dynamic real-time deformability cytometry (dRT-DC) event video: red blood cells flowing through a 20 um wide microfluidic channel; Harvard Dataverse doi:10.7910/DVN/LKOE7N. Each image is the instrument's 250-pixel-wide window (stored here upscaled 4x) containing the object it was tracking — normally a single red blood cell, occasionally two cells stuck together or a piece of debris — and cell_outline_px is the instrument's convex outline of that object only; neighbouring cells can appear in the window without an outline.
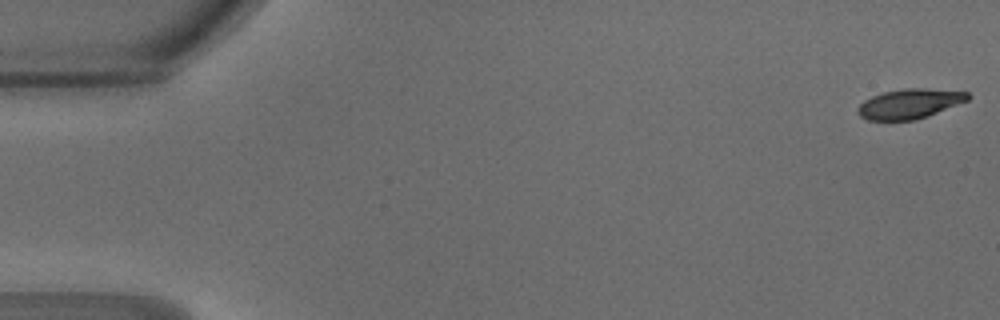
{"species": "common noctule bat (a hibernating species)", "species_latin": "Nyctalus noctula", "temperature_condition": "warm", "stored_images_in_passage": 48, "camera_frame_rate_fps": 3000, "um_per_image_px": 0.085, "animal": {"sex": "male", "body_mass_g": 18.8}, "frame": {"image": 1, "passage_image": 1, "time_ms": 0.0, "image_size_px": [1000, 320], "cell_outline_px": [[972, 96], [968, 100], [928, 116], [916, 120], [868, 120], [860, 116], [856, 112], [860, 104], [864, 100], [872, 96], [884, 92], [904, 88], [924, 88], [968, 92]], "centroid_in_image_um": [77.32, 8.82], "position_along_channel_um": 7.7, "area_um2": 19.07}}
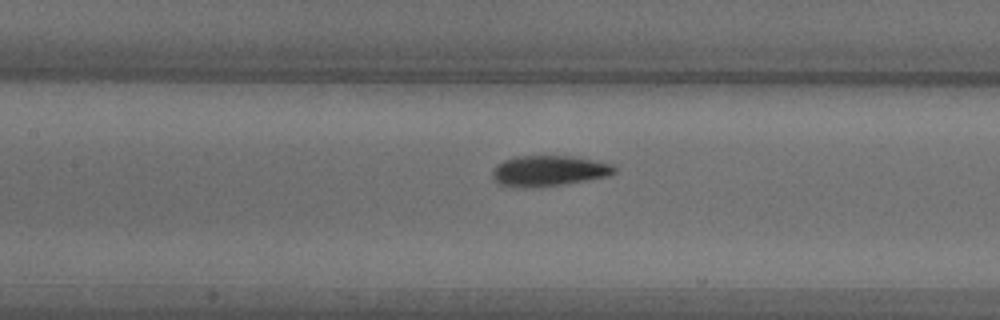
{"frame": {"image": 2, "passage_image": 22, "time_ms": 7.0, "image_size_px": [1000, 320], "cell_outline_px": [[616, 172], [608, 176], [564, 184], [512, 188], [496, 184], [492, 176], [492, 168], [496, 164], [504, 160], [516, 156], [572, 156], [612, 164], [616, 168]], "centroid_in_image_um": [46.58, 14.52], "position_along_channel_um": 160.8, "area_um2": 21.85}}
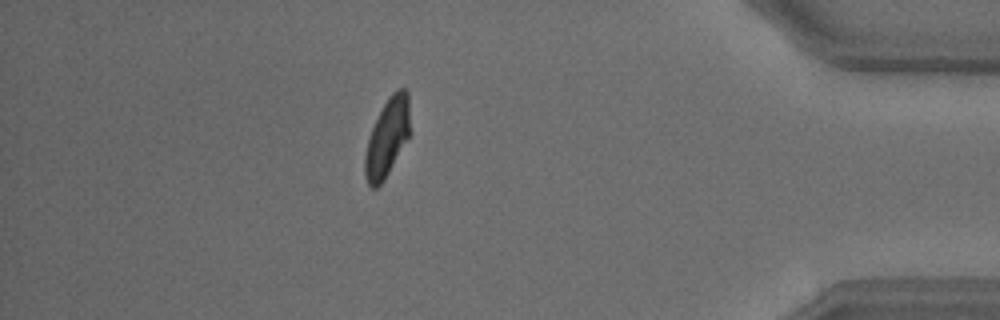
{"frame": {"image": 3, "passage_image": 42, "time_ms": 13.667, "image_size_px": [1000, 320], "cell_outline_px": [[412, 132], [384, 180], [376, 188], [372, 188], [368, 184], [364, 176], [364, 156], [368, 136], [388, 96], [396, 88], [404, 88], [408, 92]], "centroid_in_image_um": [32.94, 11.66], "position_along_channel_um": 402.3, "area_um2": 20.98}, "authors_computed_cell_mechanics": {"area_um2": 21.2126, "velocity_mm_per_s": 4.2347, "shape_relaxation_time_tau1_ms": 2.826, "shape_relaxation_time_tau2_ms": 1.3986, "deformation_change_tau1": 0.1517, "deformation_change_tau2": 0.0688}}